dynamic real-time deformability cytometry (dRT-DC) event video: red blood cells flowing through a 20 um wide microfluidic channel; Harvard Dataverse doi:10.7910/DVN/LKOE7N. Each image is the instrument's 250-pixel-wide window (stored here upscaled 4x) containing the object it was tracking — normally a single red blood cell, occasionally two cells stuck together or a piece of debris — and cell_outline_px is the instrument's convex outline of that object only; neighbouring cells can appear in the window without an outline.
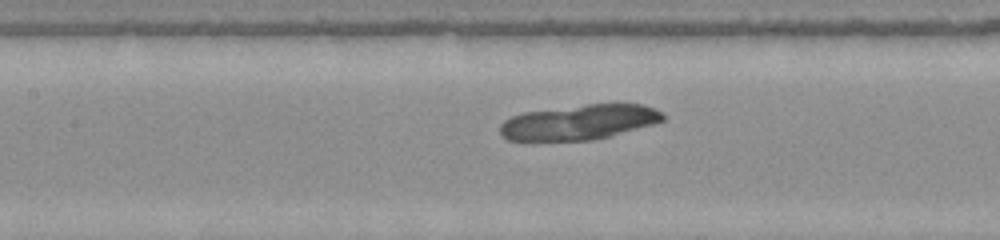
{"species": "common noctule bat (a hibernating species)", "species_latin": "Nyctalus noctula", "temperature_condition": "warm", "stored_images_in_passage": 43, "camera_frame_rate_fps": 3000, "um_per_image_px": 0.085, "animal": {"sex": "female", "body_mass_g": 22.0, "forearm_length_mm": 56.7}, "frame": {"image": 1, "passage_image": 14, "time_ms": 4.333, "image_size_px": [1000, 240], "cell_outline_px": [[664, 120], [652, 124], [612, 136], [592, 140], [508, 140], [500, 132], [500, 124], [504, 120], [512, 116], [524, 112], [584, 104], [644, 104], [660, 112], [664, 116]], "centroid_in_image_um": [49.22, 10.38], "position_along_channel_um": 158.2, "area_um2": 33.0}}
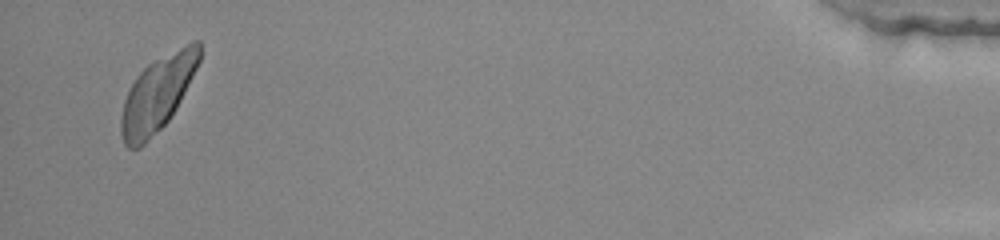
{"frame": {"image": 2, "passage_image": 41, "time_ms": 13.333, "image_size_px": [1000, 240], "cell_outline_px": [[200, 60], [176, 108], [168, 120], [140, 148], [128, 148], [124, 144], [120, 132], [120, 116], [124, 100], [136, 76], [148, 64], [192, 40], [200, 40]], "centroid_in_image_um": [13.36, 7.98], "position_along_channel_um": 421.8, "area_um2": 33.64}}